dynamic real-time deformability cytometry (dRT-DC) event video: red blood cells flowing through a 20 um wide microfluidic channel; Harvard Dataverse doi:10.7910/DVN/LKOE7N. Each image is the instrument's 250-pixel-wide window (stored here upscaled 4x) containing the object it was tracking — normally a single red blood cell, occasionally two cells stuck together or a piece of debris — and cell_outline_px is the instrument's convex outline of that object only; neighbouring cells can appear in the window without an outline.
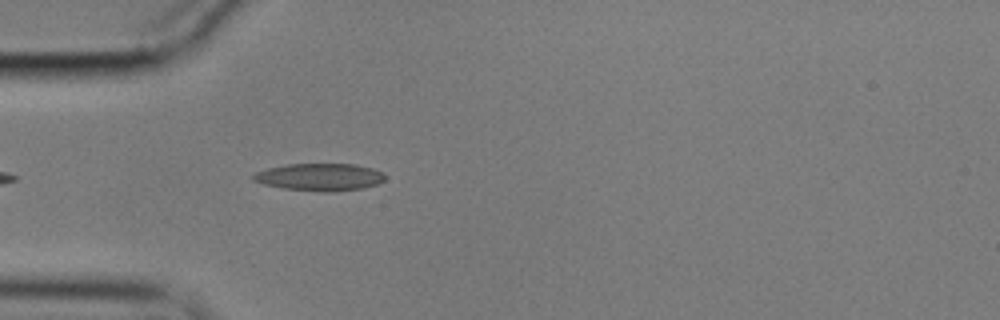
{"species": "common noctule bat (a hibernating species)", "species_latin": "Nyctalus noctula", "temperature_condition": "cold", "stored_images_in_passage": 28, "camera_frame_rate_fps": 3000, "um_per_image_px": 0.085, "animal": {"sex": "male", "body_mass_g": 17.9}, "frame": {"image": 1, "passage_image": 4, "time_ms": 1.0, "image_size_px": [1000, 320], "cell_outline_px": [[384, 180], [376, 184], [364, 188], [332, 192], [320, 192], [284, 188], [264, 184], [252, 180], [252, 176], [256, 172], [268, 168], [288, 164], [356, 164], [372, 168], [380, 172], [384, 176]], "centroid_in_image_um": [27.17, 15.05], "position_along_channel_um": 57.8, "area_um2": 20.92}}
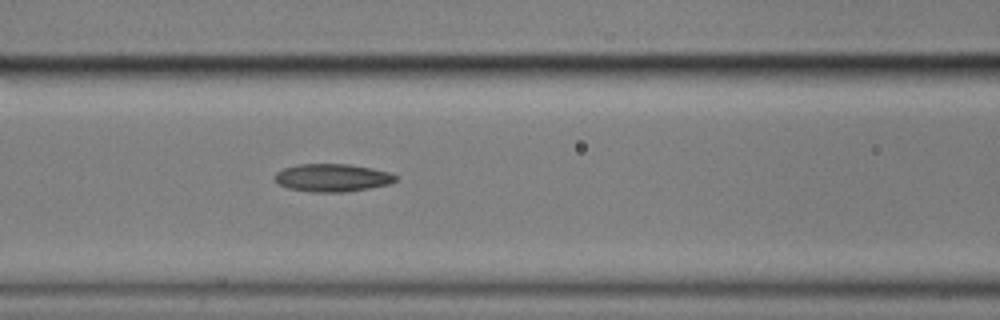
{"frame": {"image": 2, "passage_image": 11, "time_ms": 3.333, "image_size_px": [1000, 320], "cell_outline_px": [[396, 180], [388, 184], [368, 188], [344, 192], [308, 192], [288, 188], [280, 184], [272, 176], [276, 172], [284, 168], [296, 164], [348, 164], [372, 168], [392, 172], [396, 176]], "centroid_in_image_um": [28.22, 15.1], "position_along_channel_um": 138.4, "area_um2": 19.65}}
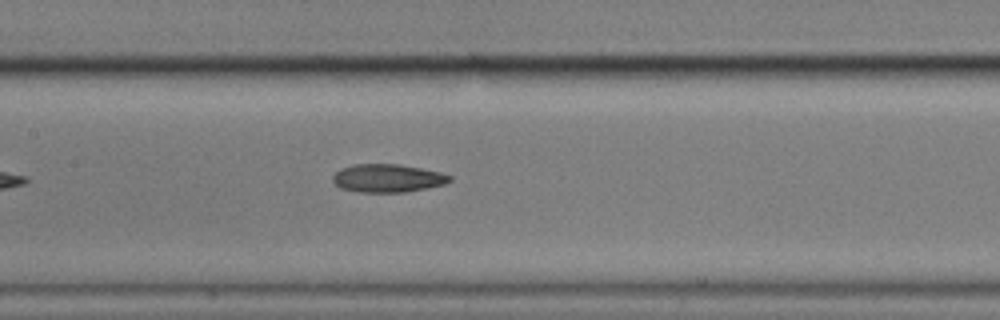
{"frame": {"image": 3, "passage_image": 14, "time_ms": 4.333, "image_size_px": [1000, 320], "cell_outline_px": [[452, 180], [444, 184], [428, 188], [404, 192], [360, 192], [340, 188], [332, 180], [332, 176], [340, 168], [352, 164], [400, 164], [440, 172], [452, 176]], "centroid_in_image_um": [32.94, 15.14], "position_along_channel_um": 174.5, "area_um2": 19.25}}